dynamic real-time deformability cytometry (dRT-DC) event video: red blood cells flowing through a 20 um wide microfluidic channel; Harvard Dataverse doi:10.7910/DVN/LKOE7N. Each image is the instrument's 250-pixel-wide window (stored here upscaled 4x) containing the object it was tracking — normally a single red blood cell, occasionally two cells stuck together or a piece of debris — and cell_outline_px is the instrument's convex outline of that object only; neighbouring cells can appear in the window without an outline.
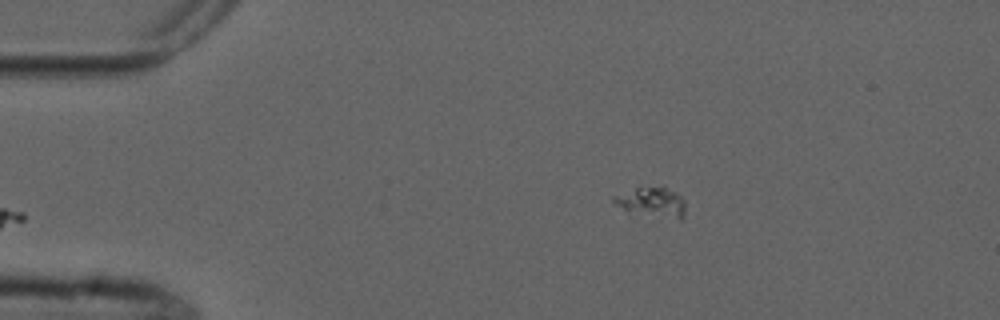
{"species": "common noctule bat (a hibernating species)", "species_latin": "Nyctalus noctula", "temperature_condition": "cold", "stored_images_in_passage": 2, "camera_frame_rate_fps": 3000, "um_per_image_px": 0.085, "animal": {"sex": "male", "forearm_length_mm": 52.5}, "frame": {"image": 1, "passage_image": 2, "time_ms": 1.333, "image_size_px": [1000, 320], "cell_outline_px": [[684, 216], [680, 220], [628, 212], [612, 204], [612, 196], [636, 188], [664, 188], [676, 192], [684, 200]], "centroid_in_image_um": [55.37, 17.22], "position_along_channel_um": 29.6, "area_um2": 12.37}}